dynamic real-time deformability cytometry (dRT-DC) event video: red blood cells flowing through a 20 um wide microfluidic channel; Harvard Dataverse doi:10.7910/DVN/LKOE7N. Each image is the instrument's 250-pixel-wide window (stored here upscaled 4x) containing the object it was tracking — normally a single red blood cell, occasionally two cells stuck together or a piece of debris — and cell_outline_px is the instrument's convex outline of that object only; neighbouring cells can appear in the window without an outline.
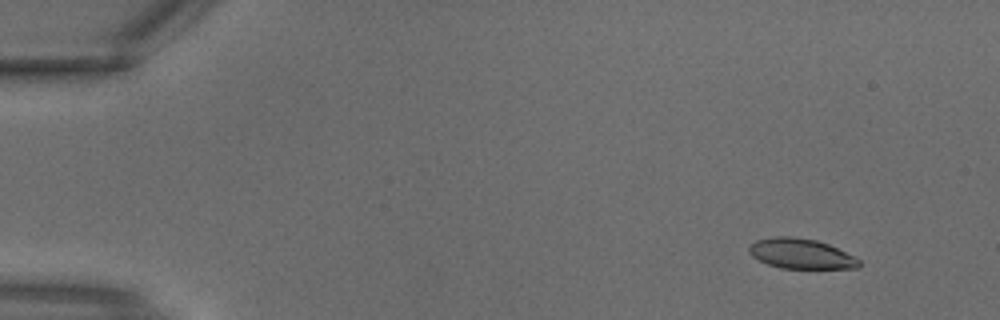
{"species": "common noctule bat (a hibernating species)", "species_latin": "Nyctalus noctula", "temperature_condition": "warm", "stored_images_in_passage": 3, "camera_frame_rate_fps": 3000, "um_per_image_px": 0.085, "animal": {"sex": "male", "body_mass_g": 18.8}, "frame": {"image": 1, "passage_image": 1, "time_ms": 0.0, "image_size_px": [1000, 320], "cell_outline_px": [[860, 264], [856, 268], [780, 268], [768, 264], [752, 256], [748, 252], [748, 248], [756, 240], [772, 236], [792, 236], [816, 240], [828, 244], [856, 256], [860, 260]], "centroid_in_image_um": [68.08, 21.55], "position_along_channel_um": 16.9, "area_um2": 19.31}}
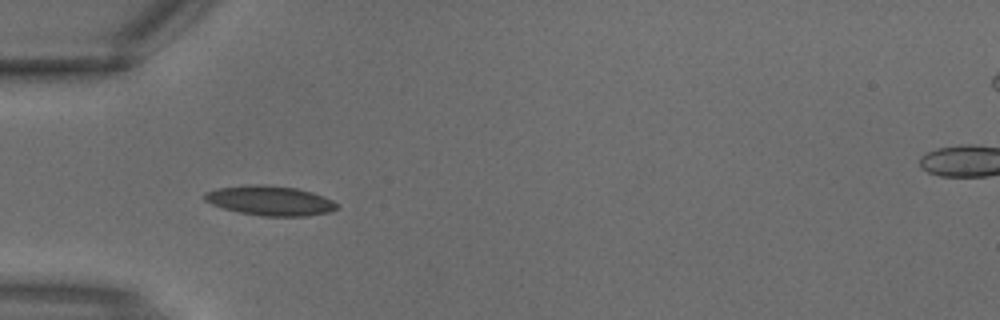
{"frame": {"image": 2, "passage_image": 3, "time_ms": 0.667, "image_size_px": [1000, 320], "cell_outline_px": [[336, 208], [328, 212], [304, 216], [260, 216], [240, 212], [224, 208], [212, 204], [204, 200], [204, 192], [216, 188], [244, 184], [264, 184], [296, 188], [312, 192], [324, 196], [332, 200], [336, 204]], "centroid_in_image_um": [22.9, 17.03], "position_along_channel_um": 62.1, "area_um2": 22.89}}